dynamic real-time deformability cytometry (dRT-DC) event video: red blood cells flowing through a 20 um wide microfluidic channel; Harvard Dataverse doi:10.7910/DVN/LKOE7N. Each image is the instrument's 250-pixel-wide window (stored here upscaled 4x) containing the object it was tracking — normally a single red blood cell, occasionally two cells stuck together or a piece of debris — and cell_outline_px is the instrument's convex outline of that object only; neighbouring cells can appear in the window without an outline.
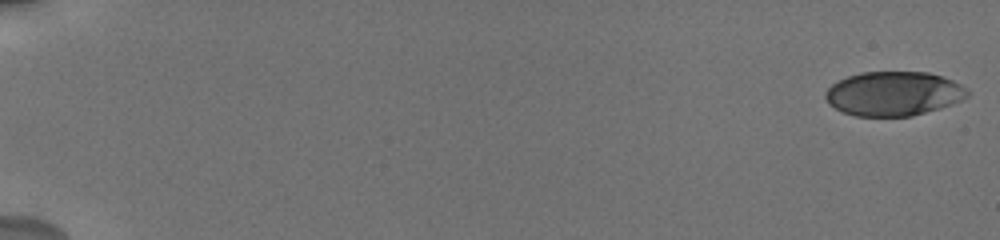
{"species": "human", "species_latin": "Homo sapiens", "temperature_condition": "cold", "stored_images_in_passage": 63, "camera_frame_rate_fps": 3000, "um_per_image_px": 0.085, "donor": {"sex": "male"}, "frame": {"image": 1, "passage_image": 1, "time_ms": 0.0, "image_size_px": [1000, 240], "cell_outline_px": [[968, 96], [952, 104], [940, 108], [912, 116], [856, 116], [840, 112], [828, 104], [824, 96], [824, 92], [832, 84], [848, 76], [860, 72], [928, 72], [944, 76], [968, 88]], "centroid_in_image_um": [75.93, 7.96], "position_along_channel_um": 9.1, "area_um2": 36.88}}
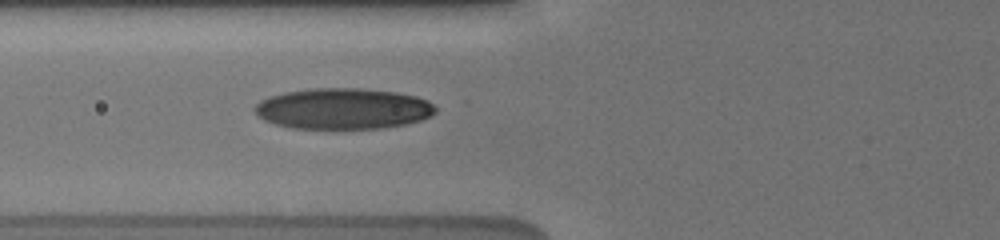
{"frame": {"image": 2, "passage_image": 20, "time_ms": 7.667, "image_size_px": [1000, 240], "cell_outline_px": [[436, 112], [432, 116], [420, 120], [404, 124], [380, 128], [292, 128], [276, 124], [264, 120], [256, 116], [252, 108], [260, 100], [268, 96], [284, 92], [316, 88], [360, 88], [396, 92], [416, 96], [428, 100], [436, 108]], "centroid_in_image_um": [29.13, 9.23], "position_along_channel_um": 96.7, "area_um2": 43.23}}
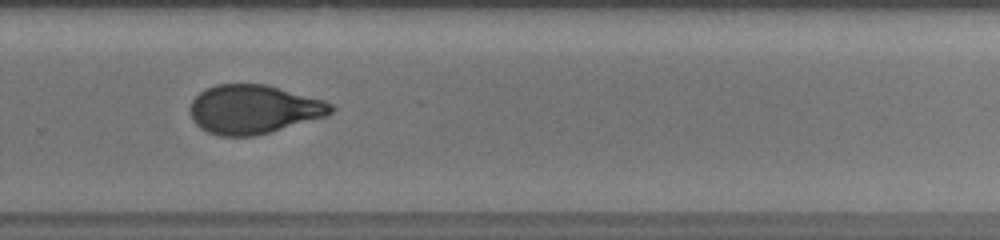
{"frame": {"image": 3, "passage_image": 42, "time_ms": 13.333, "image_size_px": [1000, 240], "cell_outline_px": [[336, 108], [328, 116], [268, 132], [252, 136], [220, 136], [208, 132], [200, 128], [192, 120], [192, 100], [204, 88], [216, 84], [264, 84], [324, 100], [332, 104]], "centroid_in_image_um": [21.57, 9.29], "position_along_channel_um": 308.2, "area_um2": 39.88}, "authors_computed_cell_mechanics": {"area_um2": 39.8242, "velocity_mm_per_s": 3.7366, "shape_relaxation_time_tau1_ms": 4.9746, "shape_relaxation_time_tau2_ms": 1.676, "deformation_change_tau1": 0.1778, "deformation_change_tau2": 0.0769}}